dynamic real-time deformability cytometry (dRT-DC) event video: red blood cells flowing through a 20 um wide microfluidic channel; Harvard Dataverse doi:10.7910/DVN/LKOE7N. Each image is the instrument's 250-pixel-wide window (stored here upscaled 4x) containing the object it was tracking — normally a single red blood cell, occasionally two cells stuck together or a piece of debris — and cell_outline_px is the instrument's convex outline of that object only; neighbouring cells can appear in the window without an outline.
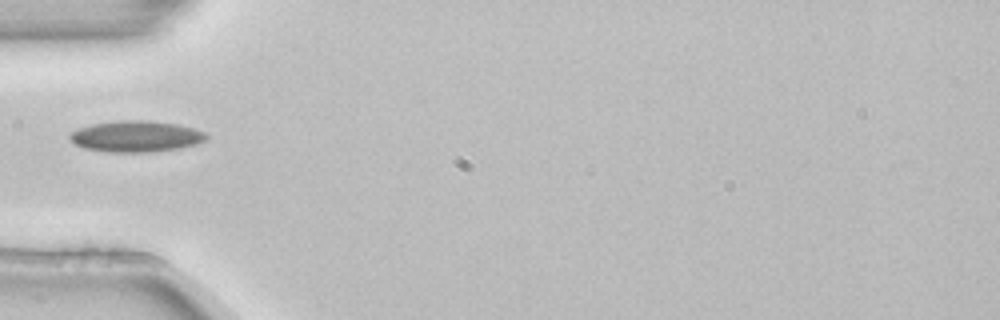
{"species": "common noctule bat (a hibernating species)", "species_latin": "Nyctalus noctula", "temperature_condition": "room temperature", "stored_images_in_passage": 3, "camera_frame_rate_fps": 3000, "um_per_image_px": 0.085, "animal": {"sex": "female", "body_mass_g": 22.7, "forearm_length_mm": 54.2}, "frame": {"image": 1, "passage_image": 3, "time_ms": 0.667, "image_size_px": [1000, 320], "cell_outline_px": [[208, 136], [204, 140], [196, 144], [180, 148], [152, 152], [108, 152], [84, 148], [76, 144], [68, 136], [72, 132], [80, 128], [92, 124], [120, 120], [140, 120], [176, 124], [196, 128], [204, 132]], "centroid_in_image_um": [11.58, 11.6], "position_along_channel_um": 73.4, "area_um2": 24.62}}